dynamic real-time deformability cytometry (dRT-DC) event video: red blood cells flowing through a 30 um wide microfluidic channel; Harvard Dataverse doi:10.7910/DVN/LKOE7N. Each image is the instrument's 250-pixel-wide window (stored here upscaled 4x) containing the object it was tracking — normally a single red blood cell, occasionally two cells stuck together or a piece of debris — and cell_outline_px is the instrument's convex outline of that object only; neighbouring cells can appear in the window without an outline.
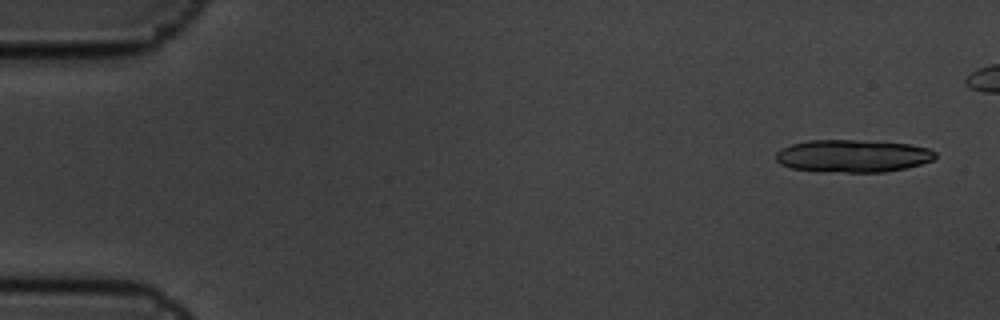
{"species": "common noctule bat (a hibernating species)", "species_latin": "Nyctalus noctula", "temperature_condition": "cold", "stored_images_in_passage": 8, "camera_frame_rate_fps": 3000, "um_per_image_px": 0.085, "animal": {"sex": "male", "body_mass_g": 19.5, "forearm_length_mm": 54.6}, "frame": {"image": 1, "passage_image": 1, "time_ms": 0.0, "image_size_px": [1000, 320], "cell_outline_px": [[936, 156], [932, 160], [920, 164], [904, 168], [884, 172], [816, 172], [792, 168], [780, 164], [776, 160], [776, 152], [792, 144], [808, 140], [856, 140], [912, 144], [928, 148], [936, 152]], "centroid_in_image_um": [72.47, 13.26], "position_along_channel_um": 12.5, "area_um2": 30.35}}
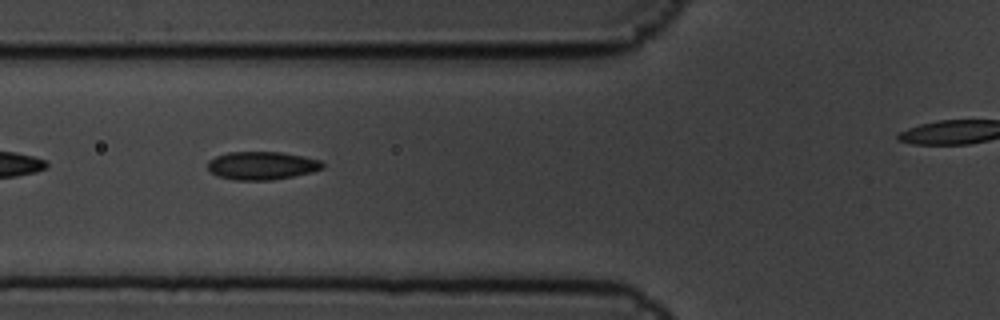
{"frame": {"image": 2, "passage_image": 6, "time_ms": 1.667, "image_size_px": [1000, 320], "cell_outline_px": [[324, 168], [312, 172], [272, 180], [236, 180], [220, 176], [212, 172], [208, 168], [208, 160], [216, 156], [228, 152], [284, 152], [304, 156], [320, 160], [324, 164]], "centroid_in_image_um": [22.29, 14.06], "position_along_channel_um": 103.5, "area_um2": 18.79}}